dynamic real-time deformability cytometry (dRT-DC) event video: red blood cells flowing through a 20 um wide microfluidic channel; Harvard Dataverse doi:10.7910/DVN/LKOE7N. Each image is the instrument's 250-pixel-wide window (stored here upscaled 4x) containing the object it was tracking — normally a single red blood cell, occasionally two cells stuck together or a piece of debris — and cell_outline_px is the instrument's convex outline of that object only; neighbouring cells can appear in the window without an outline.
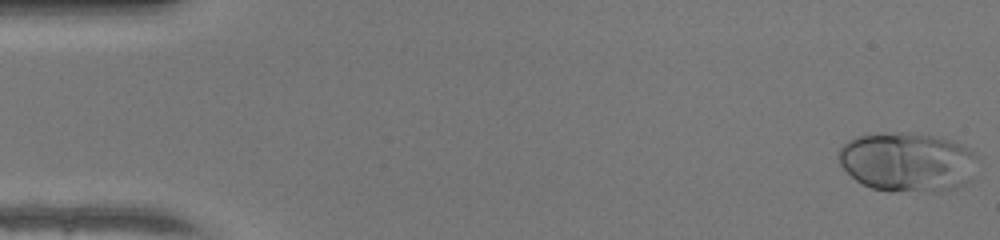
{"species": "human", "species_latin": "Homo sapiens", "temperature_condition": "warm", "stored_images_in_passage": 14, "camera_frame_rate_fps": 3000, "um_per_image_px": 0.085, "donor": {"sex": "female"}, "frame": {"image": 1, "passage_image": 1, "time_ms": 0.0, "image_size_px": [1000, 240], "cell_outline_px": [[976, 156], [972, 180], [956, 188], [872, 188], [856, 180], [840, 164], [840, 148], [848, 140], [856, 136], [900, 132], [912, 132], [952, 140], [968, 148]], "centroid_in_image_um": [77.13, 13.7], "position_along_channel_um": 7.9, "area_um2": 46.3}}